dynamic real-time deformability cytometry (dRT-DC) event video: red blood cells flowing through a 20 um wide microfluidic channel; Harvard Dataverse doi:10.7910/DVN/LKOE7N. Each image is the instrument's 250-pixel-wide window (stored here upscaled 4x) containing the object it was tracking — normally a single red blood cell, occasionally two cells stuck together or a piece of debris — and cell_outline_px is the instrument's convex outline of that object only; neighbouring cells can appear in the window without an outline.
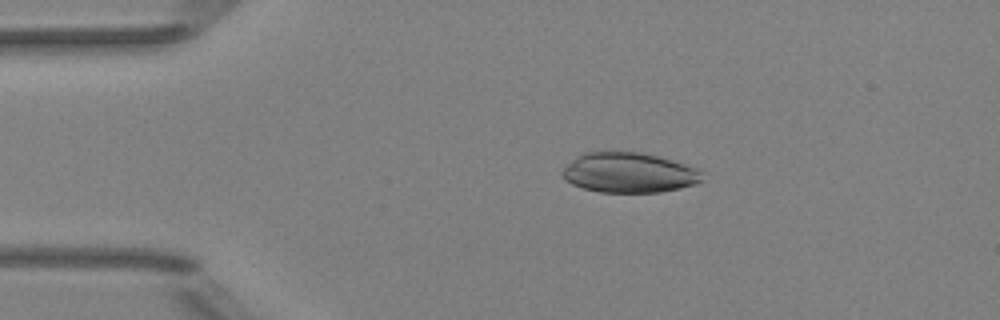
{"species": "Egyptian fruit bat (a non-hibernating species)", "species_latin": "Rousettus aegyptiacus", "temperature_condition": "room temperature", "stored_images_in_passage": 5, "camera_frame_rate_fps": 3000, "um_per_image_px": 0.085, "animal": {"sex": "female"}, "frame": {"image": 1, "passage_image": 2, "time_ms": 2.0, "image_size_px": [1000, 320], "cell_outline_px": [[704, 172], [700, 180], [696, 184], [680, 188], [660, 192], [600, 192], [584, 188], [572, 184], [560, 172], [576, 156], [584, 152], [640, 152], [672, 160], [700, 168]], "centroid_in_image_um": [53.5, 14.67], "position_along_channel_um": 31.5, "area_um2": 32.54}}
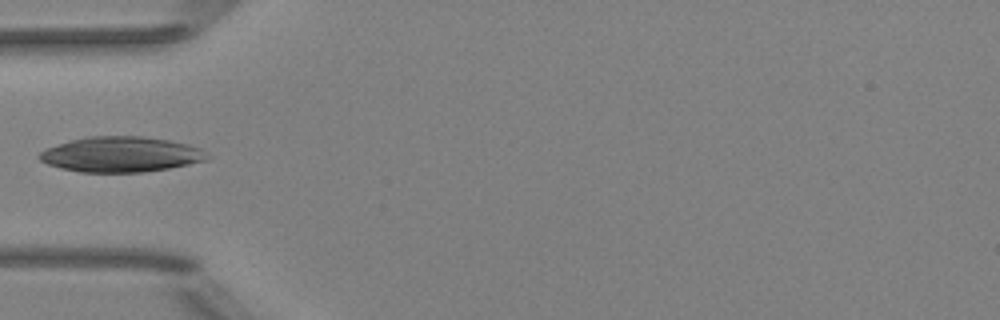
{"frame": {"image": 2, "passage_image": 4, "time_ms": 4.333, "image_size_px": [1000, 320], "cell_outline_px": [[212, 156], [208, 160], [168, 168], [144, 172], [80, 172], [60, 168], [48, 164], [40, 160], [36, 156], [40, 152], [48, 148], [72, 140], [88, 136], [144, 136], [168, 140], [188, 144], [200, 148]], "centroid_in_image_um": [10.31, 13.12], "position_along_channel_um": 74.7, "area_um2": 34.51}}
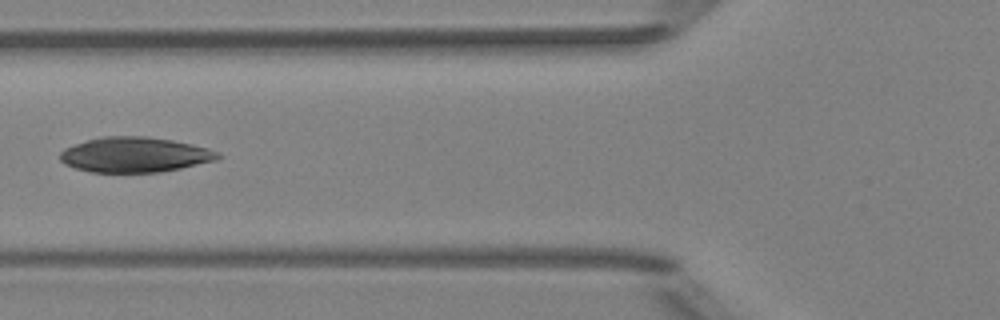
{"frame": {"image": 3, "passage_image": 5, "time_ms": 5.333, "image_size_px": [1000, 320], "cell_outline_px": [[224, 156], [216, 160], [180, 168], [160, 172], [92, 172], [76, 168], [64, 164], [60, 160], [60, 152], [64, 148], [100, 136], [148, 136], [172, 140], [192, 144], [208, 148], [220, 152]], "centroid_in_image_um": [11.48, 13.14], "position_along_channel_um": 114.3, "area_um2": 32.37}}